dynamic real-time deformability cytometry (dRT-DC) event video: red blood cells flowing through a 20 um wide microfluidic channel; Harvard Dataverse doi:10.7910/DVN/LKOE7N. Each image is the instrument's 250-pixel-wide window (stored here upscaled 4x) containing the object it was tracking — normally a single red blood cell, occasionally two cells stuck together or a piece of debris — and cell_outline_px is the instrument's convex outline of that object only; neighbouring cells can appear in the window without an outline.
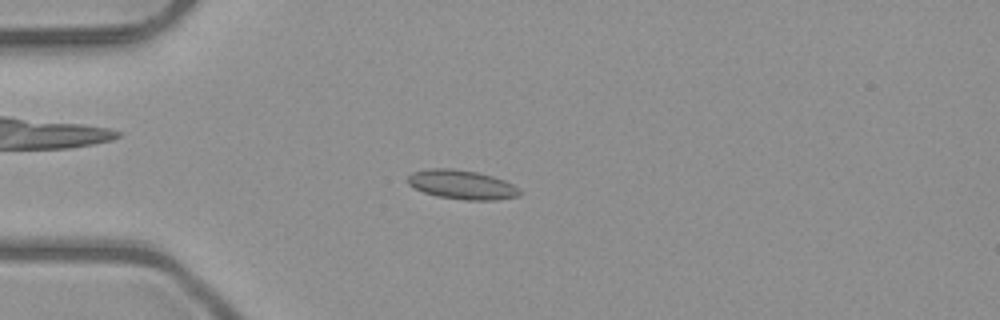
{"species": "common noctule bat (a hibernating species)", "species_latin": "Nyctalus noctula", "temperature_condition": "room temperature", "stored_images_in_passage": 47, "camera_frame_rate_fps": 3000, "um_per_image_px": 0.085, "animal": {"sex": "male", "body_mass_g": 23.1, "forearm_length_mm": 52.7}, "frame": {"image": 1, "passage_image": 9, "time_ms": 2.667, "image_size_px": [1000, 320], "cell_outline_px": [[520, 196], [500, 200], [464, 200], [436, 196], [424, 192], [408, 184], [408, 176], [412, 172], [432, 168], [452, 168], [476, 172], [492, 176], [504, 180], [520, 188]], "centroid_in_image_um": [39.29, 15.7], "position_along_channel_um": 45.7, "area_um2": 19.07}}
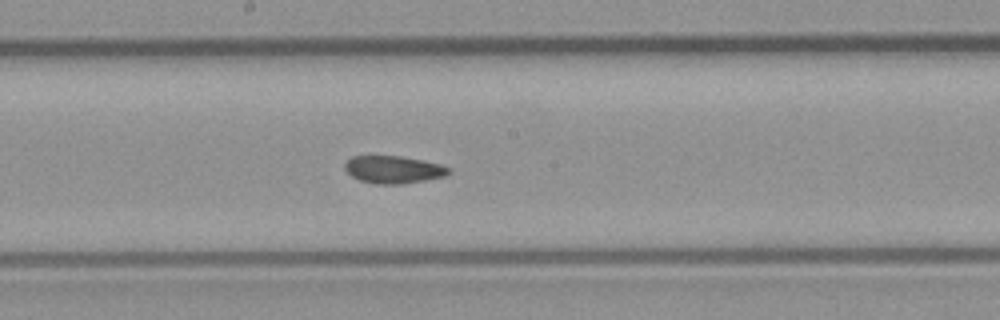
{"frame": {"image": 2, "passage_image": 23, "time_ms": 7.333, "image_size_px": [1000, 320], "cell_outline_px": [[452, 172], [444, 176], [404, 184], [376, 184], [360, 180], [352, 176], [344, 168], [344, 164], [352, 156], [400, 156], [424, 160], [440, 164], [452, 168]], "centroid_in_image_um": [33.47, 14.41], "position_along_channel_um": 214.7, "area_um2": 16.7}}
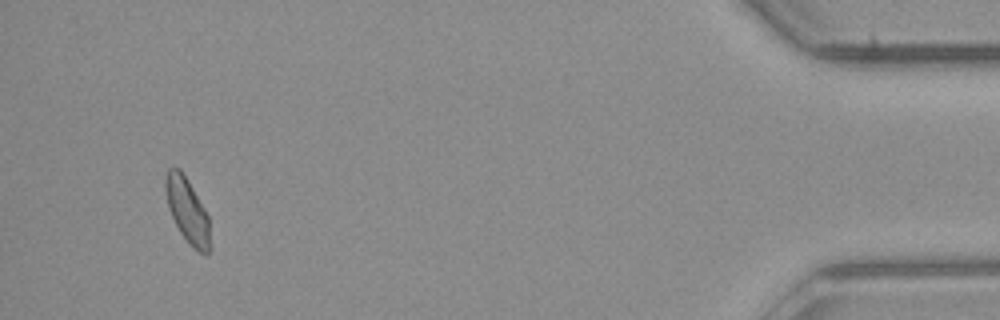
{"frame": {"image": 3, "passage_image": 44, "time_ms": 14.333, "image_size_px": [1000, 320], "cell_outline_px": [[212, 248], [204, 256], [188, 244], [180, 232], [168, 208], [164, 188], [164, 180], [168, 168], [180, 168], [204, 208], [208, 216]], "centroid_in_image_um": [15.94, 17.95], "position_along_channel_um": 419.3, "area_um2": 16.99}, "authors_computed_cell_mechanics": {"area_um2": 17.1666, "velocity_mm_per_s": 4.0263, "shape_relaxation_time_tau1_ms": null, "shape_relaxation_time_tau2_ms": 2.4158, "deformation_change_tau1": null, "deformation_change_tau2": 0.0643}}